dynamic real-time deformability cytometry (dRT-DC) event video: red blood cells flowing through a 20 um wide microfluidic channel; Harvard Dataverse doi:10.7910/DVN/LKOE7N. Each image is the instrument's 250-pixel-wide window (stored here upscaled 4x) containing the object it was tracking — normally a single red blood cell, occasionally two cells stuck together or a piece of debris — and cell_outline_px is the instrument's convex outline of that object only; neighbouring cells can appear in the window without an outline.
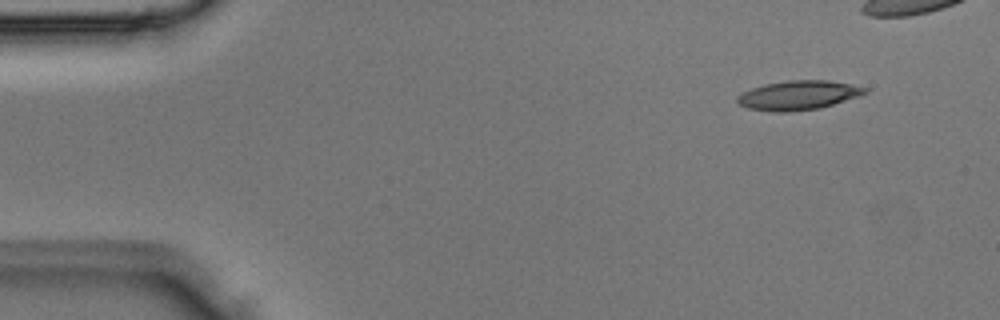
{"species": "Egyptian fruit bat (a non-hibernating species)", "species_latin": "Rousettus aegyptiacus", "temperature_condition": "room temperature", "stored_images_in_passage": 5, "camera_frame_rate_fps": 3000, "um_per_image_px": 0.085, "animal": {"sex": "male"}, "frame": {"image": 1, "passage_image": 2, "time_ms": 0.333, "image_size_px": [1000, 320], "cell_outline_px": [[868, 92], [860, 96], [820, 108], [788, 112], [772, 112], [748, 108], [740, 104], [736, 100], [736, 96], [752, 88], [764, 84], [788, 80], [828, 80], [852, 84], [868, 88]], "centroid_in_image_um": [67.88, 8.09], "position_along_channel_um": 17.1, "area_um2": 21.85}}
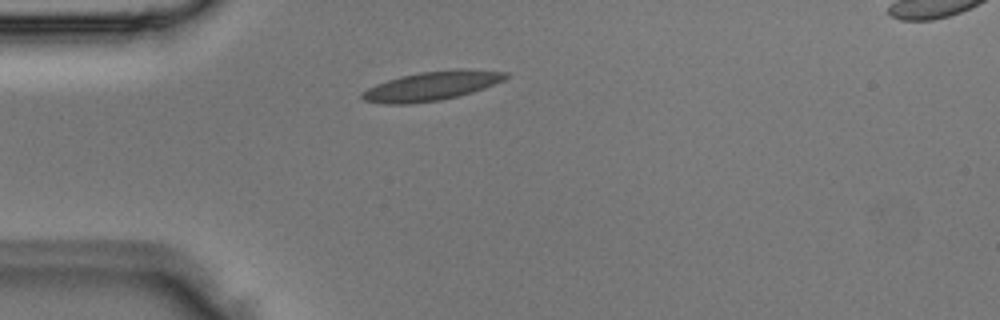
{"frame": {"image": 2, "passage_image": 5, "time_ms": 1.333, "image_size_px": [1000, 320], "cell_outline_px": [[508, 76], [504, 80], [484, 88], [472, 92], [440, 100], [408, 104], [384, 104], [364, 100], [360, 96], [368, 88], [376, 84], [388, 80], [420, 72], [456, 68], [508, 72]], "centroid_in_image_um": [36.71, 7.3], "position_along_channel_um": 48.3, "area_um2": 24.1}}